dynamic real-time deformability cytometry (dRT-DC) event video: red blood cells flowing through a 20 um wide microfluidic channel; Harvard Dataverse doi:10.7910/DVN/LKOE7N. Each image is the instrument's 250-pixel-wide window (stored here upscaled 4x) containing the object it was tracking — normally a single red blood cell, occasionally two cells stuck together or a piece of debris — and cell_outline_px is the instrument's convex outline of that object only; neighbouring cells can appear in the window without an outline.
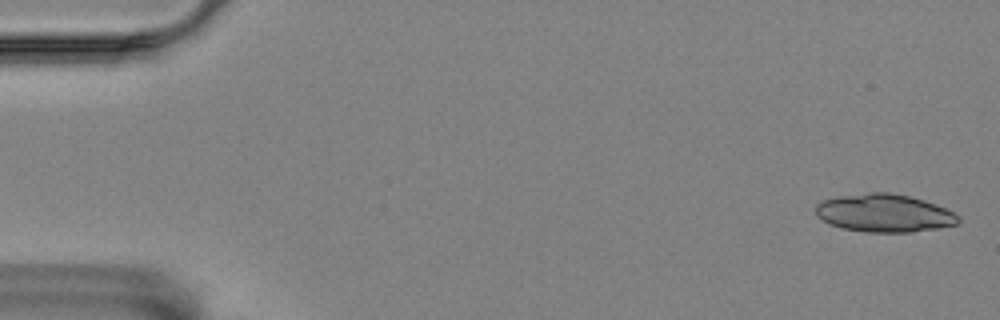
{"species": "Egyptian fruit bat (a non-hibernating species)", "species_latin": "Rousettus aegyptiacus", "temperature_condition": "room temperature", "stored_images_in_passage": 6, "segment_of_instrument_passage": [1, 2], "camera_frame_rate_fps": 3000, "um_per_image_px": 0.085, "animal": {"sex": "female"}, "frame": {"image": 1, "passage_image": 1, "time_ms": 0.0, "image_size_px": [1000, 320], "cell_outline_px": [[960, 220], [956, 224], [940, 228], [912, 232], [864, 232], [844, 228], [828, 224], [816, 216], [816, 204], [824, 200], [840, 196], [868, 192], [888, 192], [908, 196], [924, 200], [944, 208], [960, 216]], "centroid_in_image_um": [75.15, 18.12], "position_along_channel_um": 9.9, "area_um2": 31.5}}